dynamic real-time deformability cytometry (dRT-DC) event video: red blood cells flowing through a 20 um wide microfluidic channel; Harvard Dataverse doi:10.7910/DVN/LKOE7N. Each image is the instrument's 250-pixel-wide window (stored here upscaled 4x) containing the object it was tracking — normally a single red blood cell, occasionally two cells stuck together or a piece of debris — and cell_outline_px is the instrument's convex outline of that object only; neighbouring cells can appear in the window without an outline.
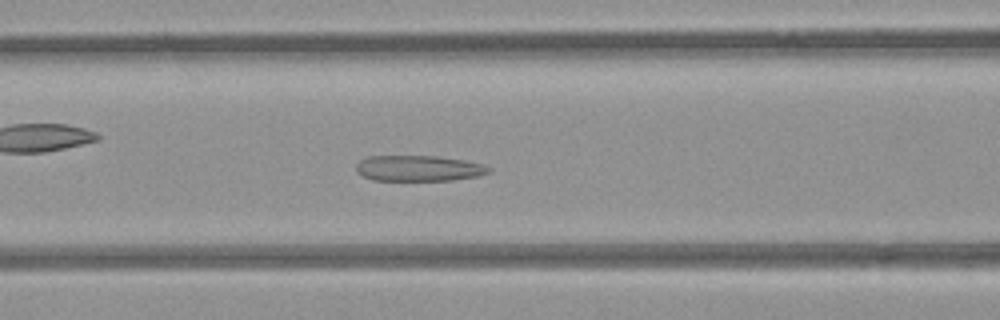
{"species": "common noctule bat (a hibernating species)", "species_latin": "Nyctalus noctula", "temperature_condition": "room temperature", "stored_images_in_passage": 53, "camera_frame_rate_fps": 3000, "um_per_image_px": 0.085, "animal": {"sex": "female", "body_mass_g": 21.9}, "frame": {"image": 1, "passage_image": 22, "time_ms": 7.0, "image_size_px": [1000, 320], "cell_outline_px": [[492, 168], [488, 172], [476, 176], [452, 180], [372, 180], [356, 172], [356, 164], [360, 160], [368, 156], [440, 156], [464, 160], [484, 164]], "centroid_in_image_um": [35.57, 14.3], "position_along_channel_um": 131.0, "area_um2": 19.88}}
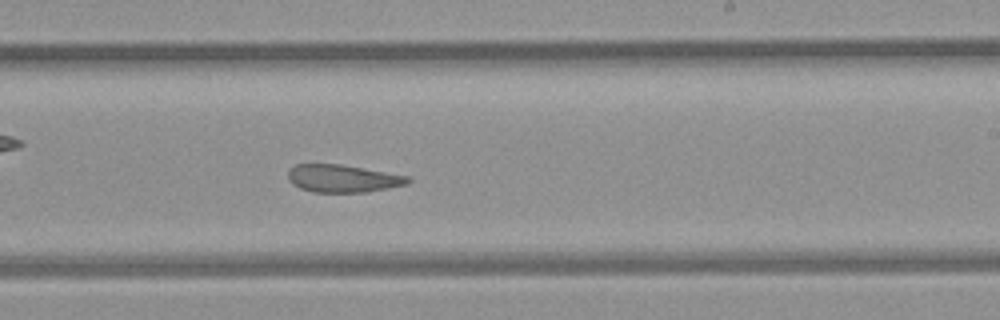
{"frame": {"image": 2, "passage_image": 32, "time_ms": 10.333, "image_size_px": [1000, 320], "cell_outline_px": [[412, 180], [408, 184], [368, 192], [312, 192], [300, 188], [292, 184], [288, 180], [288, 168], [296, 164], [340, 164], [364, 168], [408, 176]], "centroid_in_image_um": [29.11, 15.17], "position_along_channel_um": 259.9, "area_um2": 19.42}}
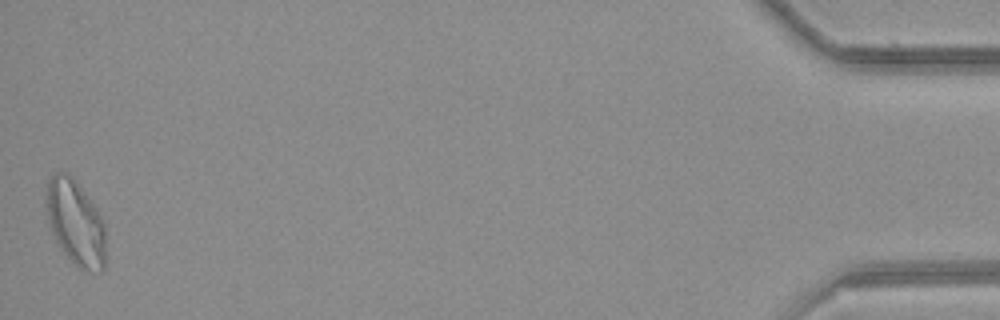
{"frame": {"image": 3, "passage_image": 53, "time_ms": 17.333, "image_size_px": [1000, 320], "cell_outline_px": [[104, 268], [100, 272], [84, 272], [64, 252], [56, 240], [48, 224], [44, 204], [48, 180], [56, 172], [68, 172], [72, 176], [96, 208], [104, 220]], "centroid_in_image_um": [6.39, 18.91], "position_along_channel_um": 428.8, "area_um2": 29.59}, "authors_computed_cell_mechanics": {"area_um2": 23.409, "velocity_mm_per_s": 3.8691, "shape_relaxation_time_tau1_ms": null, "shape_relaxation_time_tau2_ms": 3.803, "deformation_change_tau1": null, "deformation_change_tau2": 0.1191}}